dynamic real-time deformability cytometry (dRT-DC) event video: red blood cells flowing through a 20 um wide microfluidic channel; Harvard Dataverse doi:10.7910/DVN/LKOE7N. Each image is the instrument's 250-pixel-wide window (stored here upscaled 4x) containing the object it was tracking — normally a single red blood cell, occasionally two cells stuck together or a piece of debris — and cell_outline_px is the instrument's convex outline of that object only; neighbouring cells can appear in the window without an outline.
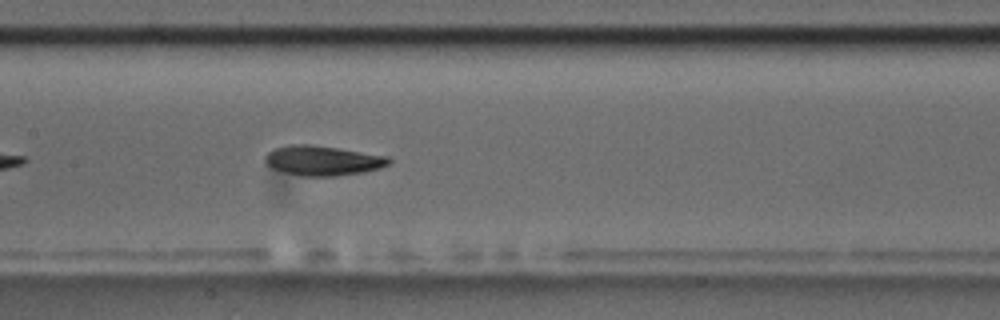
{"species": "common noctule bat (a hibernating species)", "species_latin": "Nyctalus noctula", "temperature_condition": "room temperature", "stored_images_in_passage": 43, "camera_frame_rate_fps": 3000, "um_per_image_px": 0.085, "animal": {"sex": "male", "body_mass_g": 17.5, "forearm_length_mm": 52.3}, "frame": {"image": 1, "passage_image": 13, "time_ms": 4.0, "image_size_px": [1000, 320], "cell_outline_px": [[392, 160], [388, 164], [380, 168], [364, 172], [336, 176], [304, 176], [284, 172], [268, 168], [264, 164], [264, 156], [268, 152], [276, 148], [292, 144], [312, 144], [388, 156]], "centroid_in_image_um": [27.39, 13.65], "position_along_channel_um": 180.0, "area_um2": 21.68}, "authors_computed_cell_mechanics": {"area_um2": 21.3282, "velocity_mm_per_s": 3.5188, "shape_relaxation_time_tau1_ms": 4.2579, "shape_relaxation_time_tau2_ms": 2.9279, "deformation_change_tau1": 0.1759, "deformation_change_tau2": 0.1053}}